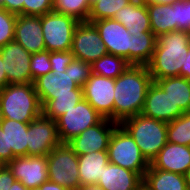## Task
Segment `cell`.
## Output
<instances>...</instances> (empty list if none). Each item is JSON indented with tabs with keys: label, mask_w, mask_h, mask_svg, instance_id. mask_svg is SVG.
<instances>
[{
	"label": "cell",
	"mask_w": 190,
	"mask_h": 190,
	"mask_svg": "<svg viewBox=\"0 0 190 190\" xmlns=\"http://www.w3.org/2000/svg\"><path fill=\"white\" fill-rule=\"evenodd\" d=\"M153 79L145 65H130L115 79L113 121L141 114Z\"/></svg>",
	"instance_id": "obj_1"
},
{
	"label": "cell",
	"mask_w": 190,
	"mask_h": 190,
	"mask_svg": "<svg viewBox=\"0 0 190 190\" xmlns=\"http://www.w3.org/2000/svg\"><path fill=\"white\" fill-rule=\"evenodd\" d=\"M190 45V32L172 31L157 37L151 60L146 65L153 79L181 76Z\"/></svg>",
	"instance_id": "obj_2"
},
{
	"label": "cell",
	"mask_w": 190,
	"mask_h": 190,
	"mask_svg": "<svg viewBox=\"0 0 190 190\" xmlns=\"http://www.w3.org/2000/svg\"><path fill=\"white\" fill-rule=\"evenodd\" d=\"M1 117L29 123L42 114V106L33 83L8 84L0 89Z\"/></svg>",
	"instance_id": "obj_3"
},
{
	"label": "cell",
	"mask_w": 190,
	"mask_h": 190,
	"mask_svg": "<svg viewBox=\"0 0 190 190\" xmlns=\"http://www.w3.org/2000/svg\"><path fill=\"white\" fill-rule=\"evenodd\" d=\"M120 125L131 135L149 163L167 143V122L138 114L124 119Z\"/></svg>",
	"instance_id": "obj_4"
},
{
	"label": "cell",
	"mask_w": 190,
	"mask_h": 190,
	"mask_svg": "<svg viewBox=\"0 0 190 190\" xmlns=\"http://www.w3.org/2000/svg\"><path fill=\"white\" fill-rule=\"evenodd\" d=\"M79 22L73 16L53 12L41 2V24L46 50H71L73 35Z\"/></svg>",
	"instance_id": "obj_5"
},
{
	"label": "cell",
	"mask_w": 190,
	"mask_h": 190,
	"mask_svg": "<svg viewBox=\"0 0 190 190\" xmlns=\"http://www.w3.org/2000/svg\"><path fill=\"white\" fill-rule=\"evenodd\" d=\"M14 41L31 54L46 50L42 33L40 0H28L18 11Z\"/></svg>",
	"instance_id": "obj_6"
},
{
	"label": "cell",
	"mask_w": 190,
	"mask_h": 190,
	"mask_svg": "<svg viewBox=\"0 0 190 190\" xmlns=\"http://www.w3.org/2000/svg\"><path fill=\"white\" fill-rule=\"evenodd\" d=\"M109 163L134 171L144 177L150 163L142 155L131 135L119 124L113 131L107 149Z\"/></svg>",
	"instance_id": "obj_7"
},
{
	"label": "cell",
	"mask_w": 190,
	"mask_h": 190,
	"mask_svg": "<svg viewBox=\"0 0 190 190\" xmlns=\"http://www.w3.org/2000/svg\"><path fill=\"white\" fill-rule=\"evenodd\" d=\"M78 155L67 143H60L47 155L49 181L78 190L80 187Z\"/></svg>",
	"instance_id": "obj_8"
},
{
	"label": "cell",
	"mask_w": 190,
	"mask_h": 190,
	"mask_svg": "<svg viewBox=\"0 0 190 190\" xmlns=\"http://www.w3.org/2000/svg\"><path fill=\"white\" fill-rule=\"evenodd\" d=\"M102 119L103 117L83 98L76 106L55 120L60 142L67 143Z\"/></svg>",
	"instance_id": "obj_9"
},
{
	"label": "cell",
	"mask_w": 190,
	"mask_h": 190,
	"mask_svg": "<svg viewBox=\"0 0 190 190\" xmlns=\"http://www.w3.org/2000/svg\"><path fill=\"white\" fill-rule=\"evenodd\" d=\"M60 143L55 120L41 114L29 122L27 156H47Z\"/></svg>",
	"instance_id": "obj_10"
},
{
	"label": "cell",
	"mask_w": 190,
	"mask_h": 190,
	"mask_svg": "<svg viewBox=\"0 0 190 190\" xmlns=\"http://www.w3.org/2000/svg\"><path fill=\"white\" fill-rule=\"evenodd\" d=\"M71 52L75 58L90 64L108 54L98 30L88 21H81L76 27Z\"/></svg>",
	"instance_id": "obj_11"
},
{
	"label": "cell",
	"mask_w": 190,
	"mask_h": 190,
	"mask_svg": "<svg viewBox=\"0 0 190 190\" xmlns=\"http://www.w3.org/2000/svg\"><path fill=\"white\" fill-rule=\"evenodd\" d=\"M115 79L92 74L84 84L83 98L103 117L113 121Z\"/></svg>",
	"instance_id": "obj_12"
},
{
	"label": "cell",
	"mask_w": 190,
	"mask_h": 190,
	"mask_svg": "<svg viewBox=\"0 0 190 190\" xmlns=\"http://www.w3.org/2000/svg\"><path fill=\"white\" fill-rule=\"evenodd\" d=\"M118 125L117 122L103 118L95 126L89 127L73 137L67 144L77 155L107 151L111 135Z\"/></svg>",
	"instance_id": "obj_13"
},
{
	"label": "cell",
	"mask_w": 190,
	"mask_h": 190,
	"mask_svg": "<svg viewBox=\"0 0 190 190\" xmlns=\"http://www.w3.org/2000/svg\"><path fill=\"white\" fill-rule=\"evenodd\" d=\"M0 54L4 60L8 84L33 83L30 72L31 53L22 45L12 41L0 47Z\"/></svg>",
	"instance_id": "obj_14"
},
{
	"label": "cell",
	"mask_w": 190,
	"mask_h": 190,
	"mask_svg": "<svg viewBox=\"0 0 190 190\" xmlns=\"http://www.w3.org/2000/svg\"><path fill=\"white\" fill-rule=\"evenodd\" d=\"M6 166L27 189L40 187L49 180L47 156L14 157Z\"/></svg>",
	"instance_id": "obj_15"
},
{
	"label": "cell",
	"mask_w": 190,
	"mask_h": 190,
	"mask_svg": "<svg viewBox=\"0 0 190 190\" xmlns=\"http://www.w3.org/2000/svg\"><path fill=\"white\" fill-rule=\"evenodd\" d=\"M98 30L108 54L125 58L131 64V34L113 18L92 22Z\"/></svg>",
	"instance_id": "obj_16"
},
{
	"label": "cell",
	"mask_w": 190,
	"mask_h": 190,
	"mask_svg": "<svg viewBox=\"0 0 190 190\" xmlns=\"http://www.w3.org/2000/svg\"><path fill=\"white\" fill-rule=\"evenodd\" d=\"M141 114L168 123L184 114V112L179 106H175L168 93L153 82L147 90Z\"/></svg>",
	"instance_id": "obj_17"
},
{
	"label": "cell",
	"mask_w": 190,
	"mask_h": 190,
	"mask_svg": "<svg viewBox=\"0 0 190 190\" xmlns=\"http://www.w3.org/2000/svg\"><path fill=\"white\" fill-rule=\"evenodd\" d=\"M33 84L41 106L53 99V95L73 94V90H83L69 75V65L65 72L51 71L39 76Z\"/></svg>",
	"instance_id": "obj_18"
},
{
	"label": "cell",
	"mask_w": 190,
	"mask_h": 190,
	"mask_svg": "<svg viewBox=\"0 0 190 190\" xmlns=\"http://www.w3.org/2000/svg\"><path fill=\"white\" fill-rule=\"evenodd\" d=\"M150 165L154 169L184 175L190 166V146L167 142Z\"/></svg>",
	"instance_id": "obj_19"
},
{
	"label": "cell",
	"mask_w": 190,
	"mask_h": 190,
	"mask_svg": "<svg viewBox=\"0 0 190 190\" xmlns=\"http://www.w3.org/2000/svg\"><path fill=\"white\" fill-rule=\"evenodd\" d=\"M97 184L104 190H138L143 185V177L134 171L108 163Z\"/></svg>",
	"instance_id": "obj_20"
},
{
	"label": "cell",
	"mask_w": 190,
	"mask_h": 190,
	"mask_svg": "<svg viewBox=\"0 0 190 190\" xmlns=\"http://www.w3.org/2000/svg\"><path fill=\"white\" fill-rule=\"evenodd\" d=\"M113 19L123 24L131 35L139 32H152L148 10L143 0H134L121 8Z\"/></svg>",
	"instance_id": "obj_21"
},
{
	"label": "cell",
	"mask_w": 190,
	"mask_h": 190,
	"mask_svg": "<svg viewBox=\"0 0 190 190\" xmlns=\"http://www.w3.org/2000/svg\"><path fill=\"white\" fill-rule=\"evenodd\" d=\"M80 187L97 184L104 167L109 163L107 151H96L78 155Z\"/></svg>",
	"instance_id": "obj_22"
},
{
	"label": "cell",
	"mask_w": 190,
	"mask_h": 190,
	"mask_svg": "<svg viewBox=\"0 0 190 190\" xmlns=\"http://www.w3.org/2000/svg\"><path fill=\"white\" fill-rule=\"evenodd\" d=\"M143 185L147 190H188L183 174L154 169L151 165L144 174Z\"/></svg>",
	"instance_id": "obj_23"
},
{
	"label": "cell",
	"mask_w": 190,
	"mask_h": 190,
	"mask_svg": "<svg viewBox=\"0 0 190 190\" xmlns=\"http://www.w3.org/2000/svg\"><path fill=\"white\" fill-rule=\"evenodd\" d=\"M28 125L12 119H1V129L6 133L7 151H12L15 157L27 156Z\"/></svg>",
	"instance_id": "obj_24"
},
{
	"label": "cell",
	"mask_w": 190,
	"mask_h": 190,
	"mask_svg": "<svg viewBox=\"0 0 190 190\" xmlns=\"http://www.w3.org/2000/svg\"><path fill=\"white\" fill-rule=\"evenodd\" d=\"M145 3L150 18L151 30L156 37L176 31L175 8L172 4Z\"/></svg>",
	"instance_id": "obj_25"
},
{
	"label": "cell",
	"mask_w": 190,
	"mask_h": 190,
	"mask_svg": "<svg viewBox=\"0 0 190 190\" xmlns=\"http://www.w3.org/2000/svg\"><path fill=\"white\" fill-rule=\"evenodd\" d=\"M164 92L168 93L175 106L184 112H190V80L182 76L165 77L154 81Z\"/></svg>",
	"instance_id": "obj_26"
},
{
	"label": "cell",
	"mask_w": 190,
	"mask_h": 190,
	"mask_svg": "<svg viewBox=\"0 0 190 190\" xmlns=\"http://www.w3.org/2000/svg\"><path fill=\"white\" fill-rule=\"evenodd\" d=\"M157 43L153 32H139L131 35V65H147Z\"/></svg>",
	"instance_id": "obj_27"
},
{
	"label": "cell",
	"mask_w": 190,
	"mask_h": 190,
	"mask_svg": "<svg viewBox=\"0 0 190 190\" xmlns=\"http://www.w3.org/2000/svg\"><path fill=\"white\" fill-rule=\"evenodd\" d=\"M83 99V90H73V94L53 95V99L48 100L42 106V114L45 117L56 120L71 108L76 106Z\"/></svg>",
	"instance_id": "obj_28"
},
{
	"label": "cell",
	"mask_w": 190,
	"mask_h": 190,
	"mask_svg": "<svg viewBox=\"0 0 190 190\" xmlns=\"http://www.w3.org/2000/svg\"><path fill=\"white\" fill-rule=\"evenodd\" d=\"M53 12L70 15L78 21H88L91 6L88 0H40Z\"/></svg>",
	"instance_id": "obj_29"
},
{
	"label": "cell",
	"mask_w": 190,
	"mask_h": 190,
	"mask_svg": "<svg viewBox=\"0 0 190 190\" xmlns=\"http://www.w3.org/2000/svg\"><path fill=\"white\" fill-rule=\"evenodd\" d=\"M91 65L92 74L116 79L131 64L123 57L115 56L113 54H106L94 61Z\"/></svg>",
	"instance_id": "obj_30"
},
{
	"label": "cell",
	"mask_w": 190,
	"mask_h": 190,
	"mask_svg": "<svg viewBox=\"0 0 190 190\" xmlns=\"http://www.w3.org/2000/svg\"><path fill=\"white\" fill-rule=\"evenodd\" d=\"M23 6L6 5L0 7V47L14 41L17 14Z\"/></svg>",
	"instance_id": "obj_31"
},
{
	"label": "cell",
	"mask_w": 190,
	"mask_h": 190,
	"mask_svg": "<svg viewBox=\"0 0 190 190\" xmlns=\"http://www.w3.org/2000/svg\"><path fill=\"white\" fill-rule=\"evenodd\" d=\"M167 142L190 146V112L167 123Z\"/></svg>",
	"instance_id": "obj_32"
},
{
	"label": "cell",
	"mask_w": 190,
	"mask_h": 190,
	"mask_svg": "<svg viewBox=\"0 0 190 190\" xmlns=\"http://www.w3.org/2000/svg\"><path fill=\"white\" fill-rule=\"evenodd\" d=\"M134 0H97L90 10L88 22L96 20L110 19L123 7L129 5Z\"/></svg>",
	"instance_id": "obj_33"
},
{
	"label": "cell",
	"mask_w": 190,
	"mask_h": 190,
	"mask_svg": "<svg viewBox=\"0 0 190 190\" xmlns=\"http://www.w3.org/2000/svg\"><path fill=\"white\" fill-rule=\"evenodd\" d=\"M69 75L79 87H83L92 75V65L74 57L69 64Z\"/></svg>",
	"instance_id": "obj_34"
},
{
	"label": "cell",
	"mask_w": 190,
	"mask_h": 190,
	"mask_svg": "<svg viewBox=\"0 0 190 190\" xmlns=\"http://www.w3.org/2000/svg\"><path fill=\"white\" fill-rule=\"evenodd\" d=\"M31 78L34 81L39 76L51 72V63L49 60V51L44 50L31 55L30 61Z\"/></svg>",
	"instance_id": "obj_35"
},
{
	"label": "cell",
	"mask_w": 190,
	"mask_h": 190,
	"mask_svg": "<svg viewBox=\"0 0 190 190\" xmlns=\"http://www.w3.org/2000/svg\"><path fill=\"white\" fill-rule=\"evenodd\" d=\"M175 8L176 31L190 32V0H178L172 4Z\"/></svg>",
	"instance_id": "obj_36"
},
{
	"label": "cell",
	"mask_w": 190,
	"mask_h": 190,
	"mask_svg": "<svg viewBox=\"0 0 190 190\" xmlns=\"http://www.w3.org/2000/svg\"><path fill=\"white\" fill-rule=\"evenodd\" d=\"M73 59L74 54L71 50L49 52L51 71L65 72Z\"/></svg>",
	"instance_id": "obj_37"
},
{
	"label": "cell",
	"mask_w": 190,
	"mask_h": 190,
	"mask_svg": "<svg viewBox=\"0 0 190 190\" xmlns=\"http://www.w3.org/2000/svg\"><path fill=\"white\" fill-rule=\"evenodd\" d=\"M14 157L12 151H7L6 133L3 132L0 126V162L6 165Z\"/></svg>",
	"instance_id": "obj_38"
},
{
	"label": "cell",
	"mask_w": 190,
	"mask_h": 190,
	"mask_svg": "<svg viewBox=\"0 0 190 190\" xmlns=\"http://www.w3.org/2000/svg\"><path fill=\"white\" fill-rule=\"evenodd\" d=\"M16 181L11 171L6 165L0 169V190H9L11 185Z\"/></svg>",
	"instance_id": "obj_39"
},
{
	"label": "cell",
	"mask_w": 190,
	"mask_h": 190,
	"mask_svg": "<svg viewBox=\"0 0 190 190\" xmlns=\"http://www.w3.org/2000/svg\"><path fill=\"white\" fill-rule=\"evenodd\" d=\"M8 85L6 71L4 70V60H2L0 54V89L5 88Z\"/></svg>",
	"instance_id": "obj_40"
},
{
	"label": "cell",
	"mask_w": 190,
	"mask_h": 190,
	"mask_svg": "<svg viewBox=\"0 0 190 190\" xmlns=\"http://www.w3.org/2000/svg\"><path fill=\"white\" fill-rule=\"evenodd\" d=\"M41 190H69L66 187L60 186L57 183H53L51 181H46L40 186Z\"/></svg>",
	"instance_id": "obj_41"
},
{
	"label": "cell",
	"mask_w": 190,
	"mask_h": 190,
	"mask_svg": "<svg viewBox=\"0 0 190 190\" xmlns=\"http://www.w3.org/2000/svg\"><path fill=\"white\" fill-rule=\"evenodd\" d=\"M181 76L190 80V45L188 54L185 60V69H181Z\"/></svg>",
	"instance_id": "obj_42"
},
{
	"label": "cell",
	"mask_w": 190,
	"mask_h": 190,
	"mask_svg": "<svg viewBox=\"0 0 190 190\" xmlns=\"http://www.w3.org/2000/svg\"><path fill=\"white\" fill-rule=\"evenodd\" d=\"M28 0H0V7L6 5H25Z\"/></svg>",
	"instance_id": "obj_43"
},
{
	"label": "cell",
	"mask_w": 190,
	"mask_h": 190,
	"mask_svg": "<svg viewBox=\"0 0 190 190\" xmlns=\"http://www.w3.org/2000/svg\"><path fill=\"white\" fill-rule=\"evenodd\" d=\"M78 190H104V189L98 184H92V185L81 186L78 188Z\"/></svg>",
	"instance_id": "obj_44"
},
{
	"label": "cell",
	"mask_w": 190,
	"mask_h": 190,
	"mask_svg": "<svg viewBox=\"0 0 190 190\" xmlns=\"http://www.w3.org/2000/svg\"><path fill=\"white\" fill-rule=\"evenodd\" d=\"M9 190H28L20 181H15Z\"/></svg>",
	"instance_id": "obj_45"
},
{
	"label": "cell",
	"mask_w": 190,
	"mask_h": 190,
	"mask_svg": "<svg viewBox=\"0 0 190 190\" xmlns=\"http://www.w3.org/2000/svg\"><path fill=\"white\" fill-rule=\"evenodd\" d=\"M144 2L156 3V4H173L178 0H143Z\"/></svg>",
	"instance_id": "obj_46"
},
{
	"label": "cell",
	"mask_w": 190,
	"mask_h": 190,
	"mask_svg": "<svg viewBox=\"0 0 190 190\" xmlns=\"http://www.w3.org/2000/svg\"><path fill=\"white\" fill-rule=\"evenodd\" d=\"M184 176H185V181L187 183V188H188V190H190V166H189L187 172L184 174Z\"/></svg>",
	"instance_id": "obj_47"
},
{
	"label": "cell",
	"mask_w": 190,
	"mask_h": 190,
	"mask_svg": "<svg viewBox=\"0 0 190 190\" xmlns=\"http://www.w3.org/2000/svg\"><path fill=\"white\" fill-rule=\"evenodd\" d=\"M97 0H88L90 6H92Z\"/></svg>",
	"instance_id": "obj_48"
},
{
	"label": "cell",
	"mask_w": 190,
	"mask_h": 190,
	"mask_svg": "<svg viewBox=\"0 0 190 190\" xmlns=\"http://www.w3.org/2000/svg\"><path fill=\"white\" fill-rule=\"evenodd\" d=\"M28 190H41L40 187H35V188H32V189H28Z\"/></svg>",
	"instance_id": "obj_49"
},
{
	"label": "cell",
	"mask_w": 190,
	"mask_h": 190,
	"mask_svg": "<svg viewBox=\"0 0 190 190\" xmlns=\"http://www.w3.org/2000/svg\"><path fill=\"white\" fill-rule=\"evenodd\" d=\"M138 190H147L144 185H142Z\"/></svg>",
	"instance_id": "obj_50"
}]
</instances>
